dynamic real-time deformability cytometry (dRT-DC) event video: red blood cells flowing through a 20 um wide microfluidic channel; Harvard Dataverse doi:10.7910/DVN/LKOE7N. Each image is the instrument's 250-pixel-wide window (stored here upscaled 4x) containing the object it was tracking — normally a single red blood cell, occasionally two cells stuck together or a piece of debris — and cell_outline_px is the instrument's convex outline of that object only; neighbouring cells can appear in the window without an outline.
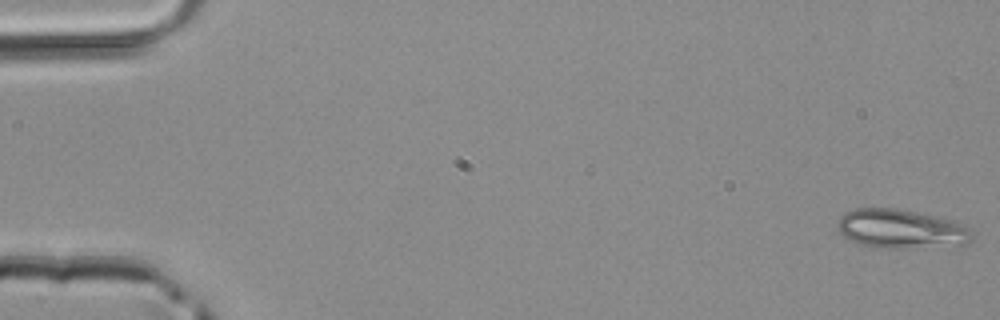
{"species": "common noctule bat (a hibernating species)", "species_latin": "Nyctalus noctula", "temperature_condition": "room temperature", "stored_images_in_passage": 15, "camera_frame_rate_fps": 3000, "um_per_image_px": 0.085, "animal": {"sex": "male", "body_mass_g": 20.4}, "frame": {"image": 1, "passage_image": 1, "time_ms": 0.0, "image_size_px": [1000, 320], "cell_outline_px": [[972, 240], [968, 244], [908, 248], [868, 248], [856, 244], [844, 236], [840, 232], [836, 220], [844, 212], [856, 208], [896, 208], [916, 212], [948, 220], [968, 228], [972, 232]], "centroid_in_image_um": [76.5, 19.47], "position_along_channel_um": 8.5, "area_um2": 30.63}}